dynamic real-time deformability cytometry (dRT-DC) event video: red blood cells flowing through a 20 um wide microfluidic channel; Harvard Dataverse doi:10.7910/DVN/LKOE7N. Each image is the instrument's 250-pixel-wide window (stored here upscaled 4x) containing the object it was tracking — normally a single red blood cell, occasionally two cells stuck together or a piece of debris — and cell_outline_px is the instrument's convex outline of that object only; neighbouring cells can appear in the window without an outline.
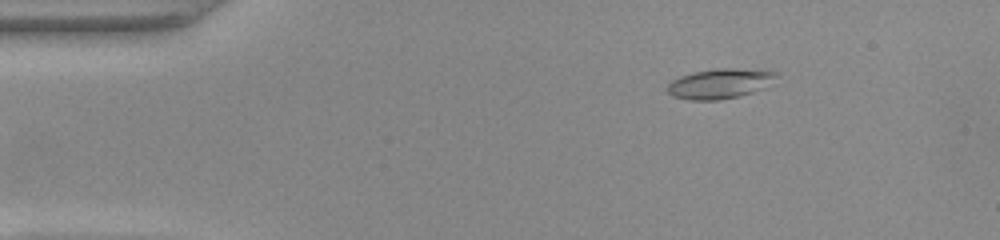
{"species": "common noctule bat (a hibernating species)", "species_latin": "Nyctalus noctula", "temperature_condition": "warm", "stored_images_in_passage": 44, "camera_frame_rate_fps": 3000, "um_per_image_px": 0.085, "animal": {"sex": "female", "body_mass_g": 22.0, "forearm_length_mm": 56.7}, "frame": {"image": 1, "passage_image": 1, "time_ms": 0.0, "image_size_px": [1000, 240], "cell_outline_px": [[780, 72], [764, 88], [752, 92], [736, 96], [716, 100], [688, 100], [672, 96], [668, 92], [668, 84], [672, 80], [680, 76], [696, 72], [716, 68], [764, 68]], "centroid_in_image_um": [61.23, 7.08], "position_along_channel_um": 23.8, "area_um2": 19.13}}
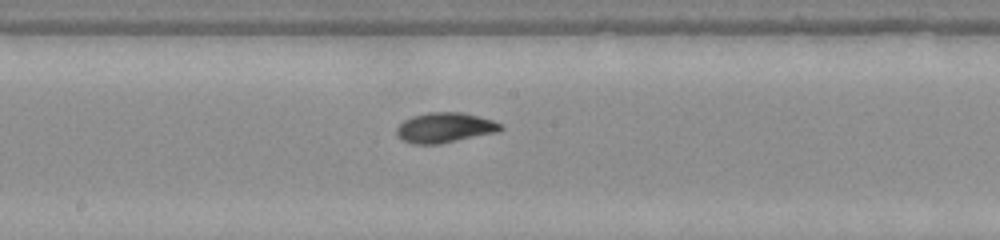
{"frame": {"image": 2, "passage_image": 20, "time_ms": 6.333, "image_size_px": [1000, 240], "cell_outline_px": [[504, 128], [496, 132], [440, 144], [412, 144], [400, 140], [396, 136], [396, 128], [404, 120], [412, 116], [428, 112], [460, 112], [480, 116], [492, 120], [500, 124]], "centroid_in_image_um": [37.76, 10.85], "position_along_channel_um": 210.4, "area_um2": 18.32}}
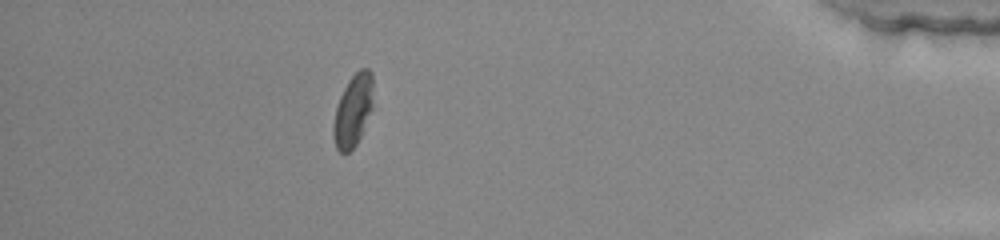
{"frame": {"image": 3, "passage_image": 38, "time_ms": 12.333, "image_size_px": [1000, 240], "cell_outline_px": [[372, 108], [360, 136], [356, 144], [348, 152], [340, 152], [336, 148], [332, 132], [332, 128], [336, 108], [340, 96], [348, 80], [360, 68], [368, 68], [372, 72]], "centroid_in_image_um": [30.0, 9.37], "position_along_channel_um": 405.2, "area_um2": 16.53}, "authors_computed_cell_mechanics": {"area_um2": 17.7157, "velocity_mm_per_s": 4.0848, "shape_relaxation_time_tau1_ms": 4.2027, "shape_relaxation_time_tau2_ms": 3.119, "deformation_change_tau1": 0.177, "deformation_change_tau2": 0.0826}}